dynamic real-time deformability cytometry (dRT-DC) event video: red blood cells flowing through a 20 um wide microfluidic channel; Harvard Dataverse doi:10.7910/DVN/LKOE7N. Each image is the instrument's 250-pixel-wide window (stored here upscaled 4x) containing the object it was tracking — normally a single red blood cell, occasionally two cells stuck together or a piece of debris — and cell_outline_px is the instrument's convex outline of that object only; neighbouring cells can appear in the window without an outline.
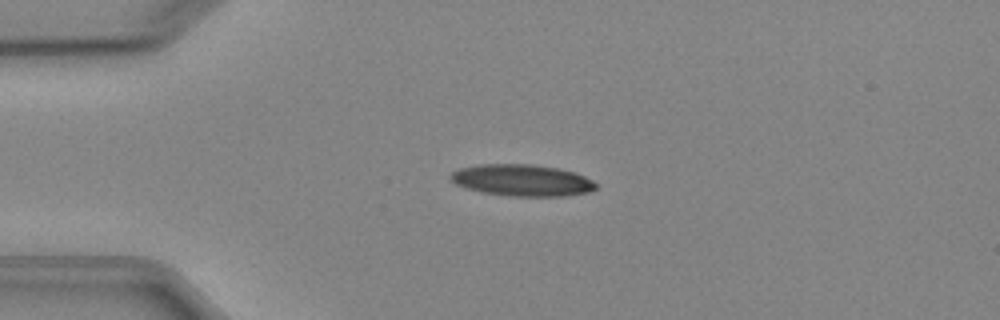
{"species": "Egyptian fruit bat (a non-hibernating species)", "species_latin": "Rousettus aegyptiacus", "temperature_condition": "cold", "stored_images_in_passage": 5, "camera_frame_rate_fps": 3000, "um_per_image_px": 0.085, "animal": {"sex": "female"}, "frame": {"image": 1, "passage_image": 4, "time_ms": 3.333, "image_size_px": [1000, 320], "cell_outline_px": [[596, 188], [588, 192], [564, 196], [512, 196], [480, 192], [456, 184], [448, 176], [452, 172], [460, 168], [480, 164], [532, 164], [556, 168], [572, 172], [584, 176], [592, 180], [596, 184]], "centroid_in_image_um": [44.35, 15.32], "position_along_channel_um": 40.6, "area_um2": 26.59}}